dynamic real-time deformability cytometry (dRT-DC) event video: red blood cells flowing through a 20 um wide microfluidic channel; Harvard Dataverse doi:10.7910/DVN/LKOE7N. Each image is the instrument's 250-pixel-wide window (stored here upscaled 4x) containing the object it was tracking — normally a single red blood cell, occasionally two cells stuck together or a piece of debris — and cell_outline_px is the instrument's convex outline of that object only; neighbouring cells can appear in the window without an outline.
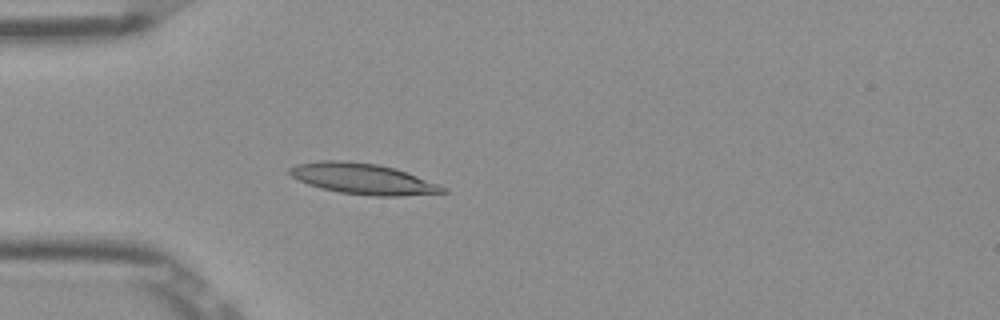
{"species": "Egyptian fruit bat (a non-hibernating species)", "species_latin": "Rousettus aegyptiacus", "temperature_condition": "room temperature", "stored_images_in_passage": 53, "camera_frame_rate_fps": 3000, "um_per_image_px": 0.085, "frame": {"image": 1, "passage_image": 16, "time_ms": 5.0, "image_size_px": [1000, 320], "cell_outline_px": [[448, 192], [400, 196], [376, 196], [340, 192], [320, 188], [308, 184], [292, 176], [288, 172], [288, 168], [296, 164], [320, 160], [344, 160], [376, 164], [396, 168], [440, 184], [448, 188]], "centroid_in_image_um": [30.87, 15.19], "position_along_channel_um": 54.1, "area_um2": 27.57}}
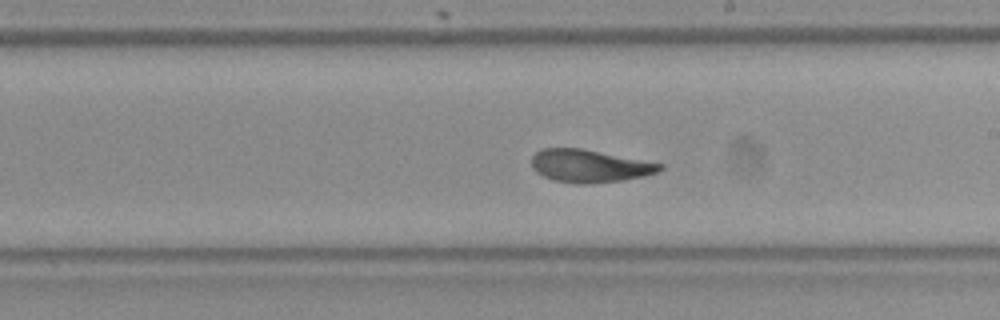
{"frame": {"image": 2, "passage_image": 31, "time_ms": 10.0, "image_size_px": [1000, 320], "cell_outline_px": [[664, 168], [656, 172], [624, 180], [588, 184], [576, 184], [552, 180], [536, 172], [532, 168], [532, 156], [540, 148], [580, 148], [664, 164]], "centroid_in_image_um": [50.06, 14.11], "position_along_channel_um": 238.9, "area_um2": 24.39}}
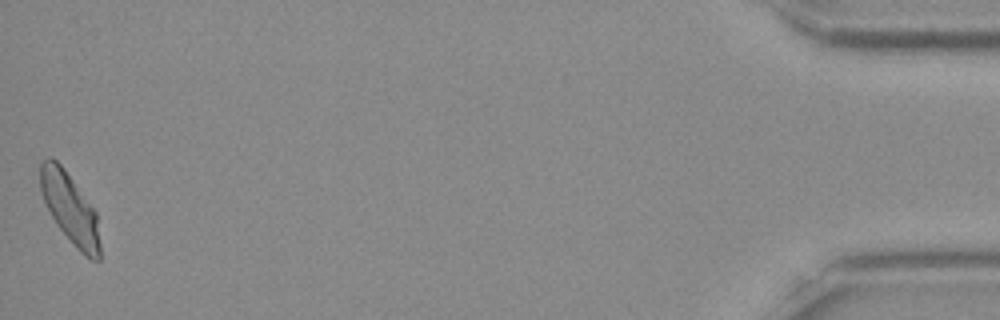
{"frame": {"image": 3, "passage_image": 53, "time_ms": 17.333, "image_size_px": [1000, 320], "cell_outline_px": [[100, 260], [92, 260], [80, 252], [76, 248], [56, 224], [44, 200], [40, 188], [40, 164], [48, 156], [52, 156], [64, 168], [96, 212], [100, 244]], "centroid_in_image_um": [5.94, 17.71], "position_along_channel_um": 429.3, "area_um2": 24.22}, "authors_computed_cell_mechanics": {"area_um2": 24.854, "velocity_mm_per_s": 3.8698, "shape_relaxation_time_tau1_ms": 7.0129, "shape_relaxation_time_tau2_ms": 1.3593, "deformation_change_tau1": 0.2086, "deformation_change_tau2": 0.0727}}